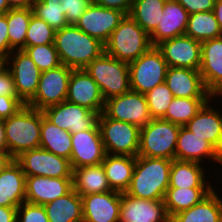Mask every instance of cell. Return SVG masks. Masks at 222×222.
<instances>
[{
    "mask_svg": "<svg viewBox=\"0 0 222 222\" xmlns=\"http://www.w3.org/2000/svg\"><path fill=\"white\" fill-rule=\"evenodd\" d=\"M102 141L107 154L136 157L140 128L124 121L108 118L103 112L98 119Z\"/></svg>",
    "mask_w": 222,
    "mask_h": 222,
    "instance_id": "7",
    "label": "cell"
},
{
    "mask_svg": "<svg viewBox=\"0 0 222 222\" xmlns=\"http://www.w3.org/2000/svg\"><path fill=\"white\" fill-rule=\"evenodd\" d=\"M73 189L80 196L113 191L109 186L102 163L75 168L73 170Z\"/></svg>",
    "mask_w": 222,
    "mask_h": 222,
    "instance_id": "31",
    "label": "cell"
},
{
    "mask_svg": "<svg viewBox=\"0 0 222 222\" xmlns=\"http://www.w3.org/2000/svg\"><path fill=\"white\" fill-rule=\"evenodd\" d=\"M185 35L202 42L222 36V30L213 11H206L189 15Z\"/></svg>",
    "mask_w": 222,
    "mask_h": 222,
    "instance_id": "36",
    "label": "cell"
},
{
    "mask_svg": "<svg viewBox=\"0 0 222 222\" xmlns=\"http://www.w3.org/2000/svg\"><path fill=\"white\" fill-rule=\"evenodd\" d=\"M166 0H134L130 16L149 35L157 28Z\"/></svg>",
    "mask_w": 222,
    "mask_h": 222,
    "instance_id": "35",
    "label": "cell"
},
{
    "mask_svg": "<svg viewBox=\"0 0 222 222\" xmlns=\"http://www.w3.org/2000/svg\"><path fill=\"white\" fill-rule=\"evenodd\" d=\"M67 101L101 114L105 100L98 84L85 69H73L68 82Z\"/></svg>",
    "mask_w": 222,
    "mask_h": 222,
    "instance_id": "19",
    "label": "cell"
},
{
    "mask_svg": "<svg viewBox=\"0 0 222 222\" xmlns=\"http://www.w3.org/2000/svg\"><path fill=\"white\" fill-rule=\"evenodd\" d=\"M208 158L222 164V155L206 140L195 135L184 126H180L175 150V160L204 161ZM222 166V165H220Z\"/></svg>",
    "mask_w": 222,
    "mask_h": 222,
    "instance_id": "25",
    "label": "cell"
},
{
    "mask_svg": "<svg viewBox=\"0 0 222 222\" xmlns=\"http://www.w3.org/2000/svg\"><path fill=\"white\" fill-rule=\"evenodd\" d=\"M179 131L180 125L163 118L151 119L140 128L137 156L174 160Z\"/></svg>",
    "mask_w": 222,
    "mask_h": 222,
    "instance_id": "6",
    "label": "cell"
},
{
    "mask_svg": "<svg viewBox=\"0 0 222 222\" xmlns=\"http://www.w3.org/2000/svg\"><path fill=\"white\" fill-rule=\"evenodd\" d=\"M10 10L7 0H0V14H6Z\"/></svg>",
    "mask_w": 222,
    "mask_h": 222,
    "instance_id": "53",
    "label": "cell"
},
{
    "mask_svg": "<svg viewBox=\"0 0 222 222\" xmlns=\"http://www.w3.org/2000/svg\"><path fill=\"white\" fill-rule=\"evenodd\" d=\"M168 67L199 70L201 66V42L181 35L156 45Z\"/></svg>",
    "mask_w": 222,
    "mask_h": 222,
    "instance_id": "16",
    "label": "cell"
},
{
    "mask_svg": "<svg viewBox=\"0 0 222 222\" xmlns=\"http://www.w3.org/2000/svg\"><path fill=\"white\" fill-rule=\"evenodd\" d=\"M151 47L150 35L130 15H125L105 43V52L130 63Z\"/></svg>",
    "mask_w": 222,
    "mask_h": 222,
    "instance_id": "4",
    "label": "cell"
},
{
    "mask_svg": "<svg viewBox=\"0 0 222 222\" xmlns=\"http://www.w3.org/2000/svg\"><path fill=\"white\" fill-rule=\"evenodd\" d=\"M211 99L174 97L162 118L174 124L185 126Z\"/></svg>",
    "mask_w": 222,
    "mask_h": 222,
    "instance_id": "37",
    "label": "cell"
},
{
    "mask_svg": "<svg viewBox=\"0 0 222 222\" xmlns=\"http://www.w3.org/2000/svg\"><path fill=\"white\" fill-rule=\"evenodd\" d=\"M205 175L202 163L174 159L171 164L169 187L214 188Z\"/></svg>",
    "mask_w": 222,
    "mask_h": 222,
    "instance_id": "29",
    "label": "cell"
},
{
    "mask_svg": "<svg viewBox=\"0 0 222 222\" xmlns=\"http://www.w3.org/2000/svg\"><path fill=\"white\" fill-rule=\"evenodd\" d=\"M103 113L108 118L132 123L139 128L152 119L145 95L133 90L105 100Z\"/></svg>",
    "mask_w": 222,
    "mask_h": 222,
    "instance_id": "12",
    "label": "cell"
},
{
    "mask_svg": "<svg viewBox=\"0 0 222 222\" xmlns=\"http://www.w3.org/2000/svg\"><path fill=\"white\" fill-rule=\"evenodd\" d=\"M119 222H170L163 200H147L121 193Z\"/></svg>",
    "mask_w": 222,
    "mask_h": 222,
    "instance_id": "18",
    "label": "cell"
},
{
    "mask_svg": "<svg viewBox=\"0 0 222 222\" xmlns=\"http://www.w3.org/2000/svg\"><path fill=\"white\" fill-rule=\"evenodd\" d=\"M16 222H49V220L43 205L25 201L17 207Z\"/></svg>",
    "mask_w": 222,
    "mask_h": 222,
    "instance_id": "42",
    "label": "cell"
},
{
    "mask_svg": "<svg viewBox=\"0 0 222 222\" xmlns=\"http://www.w3.org/2000/svg\"><path fill=\"white\" fill-rule=\"evenodd\" d=\"M26 176L14 159L0 173V206L19 207L25 202Z\"/></svg>",
    "mask_w": 222,
    "mask_h": 222,
    "instance_id": "27",
    "label": "cell"
},
{
    "mask_svg": "<svg viewBox=\"0 0 222 222\" xmlns=\"http://www.w3.org/2000/svg\"><path fill=\"white\" fill-rule=\"evenodd\" d=\"M40 148L69 159L71 158L72 139L69 131L59 128L49 121L42 111Z\"/></svg>",
    "mask_w": 222,
    "mask_h": 222,
    "instance_id": "33",
    "label": "cell"
},
{
    "mask_svg": "<svg viewBox=\"0 0 222 222\" xmlns=\"http://www.w3.org/2000/svg\"><path fill=\"white\" fill-rule=\"evenodd\" d=\"M124 16L125 14L119 10L105 8L92 1L76 26L105 44Z\"/></svg>",
    "mask_w": 222,
    "mask_h": 222,
    "instance_id": "15",
    "label": "cell"
},
{
    "mask_svg": "<svg viewBox=\"0 0 222 222\" xmlns=\"http://www.w3.org/2000/svg\"><path fill=\"white\" fill-rule=\"evenodd\" d=\"M2 62L11 72L18 98L26 105L38 89L40 69L24 50H13Z\"/></svg>",
    "mask_w": 222,
    "mask_h": 222,
    "instance_id": "14",
    "label": "cell"
},
{
    "mask_svg": "<svg viewBox=\"0 0 222 222\" xmlns=\"http://www.w3.org/2000/svg\"><path fill=\"white\" fill-rule=\"evenodd\" d=\"M170 222H222V198L213 189L199 203L171 216Z\"/></svg>",
    "mask_w": 222,
    "mask_h": 222,
    "instance_id": "28",
    "label": "cell"
},
{
    "mask_svg": "<svg viewBox=\"0 0 222 222\" xmlns=\"http://www.w3.org/2000/svg\"><path fill=\"white\" fill-rule=\"evenodd\" d=\"M32 14V8L10 9L7 12L9 44L14 50L25 49L26 33Z\"/></svg>",
    "mask_w": 222,
    "mask_h": 222,
    "instance_id": "38",
    "label": "cell"
},
{
    "mask_svg": "<svg viewBox=\"0 0 222 222\" xmlns=\"http://www.w3.org/2000/svg\"><path fill=\"white\" fill-rule=\"evenodd\" d=\"M165 83L177 98H213L206 89L199 70L168 67Z\"/></svg>",
    "mask_w": 222,
    "mask_h": 222,
    "instance_id": "21",
    "label": "cell"
},
{
    "mask_svg": "<svg viewBox=\"0 0 222 222\" xmlns=\"http://www.w3.org/2000/svg\"><path fill=\"white\" fill-rule=\"evenodd\" d=\"M24 105L18 97L0 95V118L3 120L9 118Z\"/></svg>",
    "mask_w": 222,
    "mask_h": 222,
    "instance_id": "43",
    "label": "cell"
},
{
    "mask_svg": "<svg viewBox=\"0 0 222 222\" xmlns=\"http://www.w3.org/2000/svg\"><path fill=\"white\" fill-rule=\"evenodd\" d=\"M167 62L156 46H152L138 59L129 63L131 90L146 94L165 82Z\"/></svg>",
    "mask_w": 222,
    "mask_h": 222,
    "instance_id": "8",
    "label": "cell"
},
{
    "mask_svg": "<svg viewBox=\"0 0 222 222\" xmlns=\"http://www.w3.org/2000/svg\"><path fill=\"white\" fill-rule=\"evenodd\" d=\"M145 95L148 103L150 116L153 118H162L171 104L174 96L165 82L155 86Z\"/></svg>",
    "mask_w": 222,
    "mask_h": 222,
    "instance_id": "39",
    "label": "cell"
},
{
    "mask_svg": "<svg viewBox=\"0 0 222 222\" xmlns=\"http://www.w3.org/2000/svg\"><path fill=\"white\" fill-rule=\"evenodd\" d=\"M55 32L43 19L32 14L26 33L25 48L54 43Z\"/></svg>",
    "mask_w": 222,
    "mask_h": 222,
    "instance_id": "40",
    "label": "cell"
},
{
    "mask_svg": "<svg viewBox=\"0 0 222 222\" xmlns=\"http://www.w3.org/2000/svg\"><path fill=\"white\" fill-rule=\"evenodd\" d=\"M72 189L73 178L27 176L25 184V201L44 206L66 195Z\"/></svg>",
    "mask_w": 222,
    "mask_h": 222,
    "instance_id": "22",
    "label": "cell"
},
{
    "mask_svg": "<svg viewBox=\"0 0 222 222\" xmlns=\"http://www.w3.org/2000/svg\"><path fill=\"white\" fill-rule=\"evenodd\" d=\"M42 111L24 105L4 119L8 152L16 159L25 151L40 148Z\"/></svg>",
    "mask_w": 222,
    "mask_h": 222,
    "instance_id": "3",
    "label": "cell"
},
{
    "mask_svg": "<svg viewBox=\"0 0 222 222\" xmlns=\"http://www.w3.org/2000/svg\"><path fill=\"white\" fill-rule=\"evenodd\" d=\"M34 0H7L10 9L32 8Z\"/></svg>",
    "mask_w": 222,
    "mask_h": 222,
    "instance_id": "49",
    "label": "cell"
},
{
    "mask_svg": "<svg viewBox=\"0 0 222 222\" xmlns=\"http://www.w3.org/2000/svg\"><path fill=\"white\" fill-rule=\"evenodd\" d=\"M24 51L34 61L41 72L62 65L54 43L26 47Z\"/></svg>",
    "mask_w": 222,
    "mask_h": 222,
    "instance_id": "41",
    "label": "cell"
},
{
    "mask_svg": "<svg viewBox=\"0 0 222 222\" xmlns=\"http://www.w3.org/2000/svg\"><path fill=\"white\" fill-rule=\"evenodd\" d=\"M199 72L206 89L218 98L222 93V36L201 42Z\"/></svg>",
    "mask_w": 222,
    "mask_h": 222,
    "instance_id": "20",
    "label": "cell"
},
{
    "mask_svg": "<svg viewBox=\"0 0 222 222\" xmlns=\"http://www.w3.org/2000/svg\"><path fill=\"white\" fill-rule=\"evenodd\" d=\"M54 44L63 65L84 69L105 52V44L84 33L76 25H67L55 32Z\"/></svg>",
    "mask_w": 222,
    "mask_h": 222,
    "instance_id": "2",
    "label": "cell"
},
{
    "mask_svg": "<svg viewBox=\"0 0 222 222\" xmlns=\"http://www.w3.org/2000/svg\"><path fill=\"white\" fill-rule=\"evenodd\" d=\"M13 50L9 44L7 13L0 14V61L8 57Z\"/></svg>",
    "mask_w": 222,
    "mask_h": 222,
    "instance_id": "45",
    "label": "cell"
},
{
    "mask_svg": "<svg viewBox=\"0 0 222 222\" xmlns=\"http://www.w3.org/2000/svg\"><path fill=\"white\" fill-rule=\"evenodd\" d=\"M98 84L104 100L131 90L129 63L104 52L84 68Z\"/></svg>",
    "mask_w": 222,
    "mask_h": 222,
    "instance_id": "5",
    "label": "cell"
},
{
    "mask_svg": "<svg viewBox=\"0 0 222 222\" xmlns=\"http://www.w3.org/2000/svg\"><path fill=\"white\" fill-rule=\"evenodd\" d=\"M96 4L110 9H116L129 15L134 0H93Z\"/></svg>",
    "mask_w": 222,
    "mask_h": 222,
    "instance_id": "47",
    "label": "cell"
},
{
    "mask_svg": "<svg viewBox=\"0 0 222 222\" xmlns=\"http://www.w3.org/2000/svg\"><path fill=\"white\" fill-rule=\"evenodd\" d=\"M15 160L21 165L26 177L73 178V169L69 159L42 148L25 151Z\"/></svg>",
    "mask_w": 222,
    "mask_h": 222,
    "instance_id": "10",
    "label": "cell"
},
{
    "mask_svg": "<svg viewBox=\"0 0 222 222\" xmlns=\"http://www.w3.org/2000/svg\"><path fill=\"white\" fill-rule=\"evenodd\" d=\"M72 70L62 64L57 68L41 72L36 94L26 105L43 111L47 107L64 102Z\"/></svg>",
    "mask_w": 222,
    "mask_h": 222,
    "instance_id": "11",
    "label": "cell"
},
{
    "mask_svg": "<svg viewBox=\"0 0 222 222\" xmlns=\"http://www.w3.org/2000/svg\"><path fill=\"white\" fill-rule=\"evenodd\" d=\"M135 162L136 157L106 154L102 165L112 190L122 193L129 188Z\"/></svg>",
    "mask_w": 222,
    "mask_h": 222,
    "instance_id": "30",
    "label": "cell"
},
{
    "mask_svg": "<svg viewBox=\"0 0 222 222\" xmlns=\"http://www.w3.org/2000/svg\"><path fill=\"white\" fill-rule=\"evenodd\" d=\"M213 188H175L168 187L164 204L169 217L185 211L199 203Z\"/></svg>",
    "mask_w": 222,
    "mask_h": 222,
    "instance_id": "34",
    "label": "cell"
},
{
    "mask_svg": "<svg viewBox=\"0 0 222 222\" xmlns=\"http://www.w3.org/2000/svg\"><path fill=\"white\" fill-rule=\"evenodd\" d=\"M83 222H119L121 192L81 196Z\"/></svg>",
    "mask_w": 222,
    "mask_h": 222,
    "instance_id": "23",
    "label": "cell"
},
{
    "mask_svg": "<svg viewBox=\"0 0 222 222\" xmlns=\"http://www.w3.org/2000/svg\"><path fill=\"white\" fill-rule=\"evenodd\" d=\"M189 13L176 0H166L163 14L155 31L150 35L152 46L164 40L185 35Z\"/></svg>",
    "mask_w": 222,
    "mask_h": 222,
    "instance_id": "26",
    "label": "cell"
},
{
    "mask_svg": "<svg viewBox=\"0 0 222 222\" xmlns=\"http://www.w3.org/2000/svg\"><path fill=\"white\" fill-rule=\"evenodd\" d=\"M14 160L8 151H0V173Z\"/></svg>",
    "mask_w": 222,
    "mask_h": 222,
    "instance_id": "50",
    "label": "cell"
},
{
    "mask_svg": "<svg viewBox=\"0 0 222 222\" xmlns=\"http://www.w3.org/2000/svg\"><path fill=\"white\" fill-rule=\"evenodd\" d=\"M0 151H8L5 139L4 120L0 118Z\"/></svg>",
    "mask_w": 222,
    "mask_h": 222,
    "instance_id": "52",
    "label": "cell"
},
{
    "mask_svg": "<svg viewBox=\"0 0 222 222\" xmlns=\"http://www.w3.org/2000/svg\"><path fill=\"white\" fill-rule=\"evenodd\" d=\"M0 95L18 97L11 72L2 61L0 62Z\"/></svg>",
    "mask_w": 222,
    "mask_h": 222,
    "instance_id": "44",
    "label": "cell"
},
{
    "mask_svg": "<svg viewBox=\"0 0 222 222\" xmlns=\"http://www.w3.org/2000/svg\"><path fill=\"white\" fill-rule=\"evenodd\" d=\"M209 100L201 110L184 126L195 135L208 141L222 155V113Z\"/></svg>",
    "mask_w": 222,
    "mask_h": 222,
    "instance_id": "24",
    "label": "cell"
},
{
    "mask_svg": "<svg viewBox=\"0 0 222 222\" xmlns=\"http://www.w3.org/2000/svg\"><path fill=\"white\" fill-rule=\"evenodd\" d=\"M17 207L0 206V222H16Z\"/></svg>",
    "mask_w": 222,
    "mask_h": 222,
    "instance_id": "48",
    "label": "cell"
},
{
    "mask_svg": "<svg viewBox=\"0 0 222 222\" xmlns=\"http://www.w3.org/2000/svg\"><path fill=\"white\" fill-rule=\"evenodd\" d=\"M93 0H34L33 14L55 31L76 25Z\"/></svg>",
    "mask_w": 222,
    "mask_h": 222,
    "instance_id": "9",
    "label": "cell"
},
{
    "mask_svg": "<svg viewBox=\"0 0 222 222\" xmlns=\"http://www.w3.org/2000/svg\"><path fill=\"white\" fill-rule=\"evenodd\" d=\"M43 113L49 121L71 134L88 129H100L99 113L67 100L45 108Z\"/></svg>",
    "mask_w": 222,
    "mask_h": 222,
    "instance_id": "13",
    "label": "cell"
},
{
    "mask_svg": "<svg viewBox=\"0 0 222 222\" xmlns=\"http://www.w3.org/2000/svg\"><path fill=\"white\" fill-rule=\"evenodd\" d=\"M213 13L217 19L219 26L222 30V0H216L213 8Z\"/></svg>",
    "mask_w": 222,
    "mask_h": 222,
    "instance_id": "51",
    "label": "cell"
},
{
    "mask_svg": "<svg viewBox=\"0 0 222 222\" xmlns=\"http://www.w3.org/2000/svg\"><path fill=\"white\" fill-rule=\"evenodd\" d=\"M44 207L49 222H83L82 199L74 189Z\"/></svg>",
    "mask_w": 222,
    "mask_h": 222,
    "instance_id": "32",
    "label": "cell"
},
{
    "mask_svg": "<svg viewBox=\"0 0 222 222\" xmlns=\"http://www.w3.org/2000/svg\"><path fill=\"white\" fill-rule=\"evenodd\" d=\"M172 160L136 156L135 168L126 194L147 200H164L170 182Z\"/></svg>",
    "mask_w": 222,
    "mask_h": 222,
    "instance_id": "1",
    "label": "cell"
},
{
    "mask_svg": "<svg viewBox=\"0 0 222 222\" xmlns=\"http://www.w3.org/2000/svg\"><path fill=\"white\" fill-rule=\"evenodd\" d=\"M72 151L70 163L72 169L98 165L106 156L100 129H88L71 134Z\"/></svg>",
    "mask_w": 222,
    "mask_h": 222,
    "instance_id": "17",
    "label": "cell"
},
{
    "mask_svg": "<svg viewBox=\"0 0 222 222\" xmlns=\"http://www.w3.org/2000/svg\"><path fill=\"white\" fill-rule=\"evenodd\" d=\"M189 15L199 12L213 11L216 0H176Z\"/></svg>",
    "mask_w": 222,
    "mask_h": 222,
    "instance_id": "46",
    "label": "cell"
}]
</instances>
